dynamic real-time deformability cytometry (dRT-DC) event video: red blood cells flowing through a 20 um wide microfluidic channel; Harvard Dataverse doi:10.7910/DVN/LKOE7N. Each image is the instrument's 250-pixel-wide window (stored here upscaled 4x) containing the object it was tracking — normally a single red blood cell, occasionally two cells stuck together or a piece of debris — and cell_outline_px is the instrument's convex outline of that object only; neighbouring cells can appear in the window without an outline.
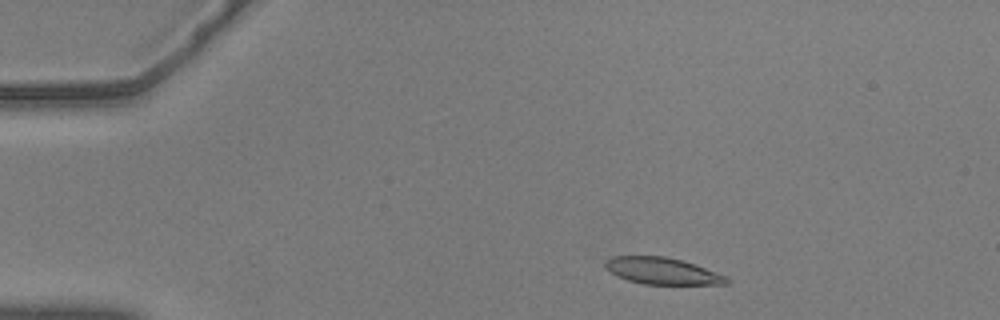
{"species": "common noctule bat (a hibernating species)", "species_latin": "Nyctalus noctula", "temperature_condition": "warm", "stored_images_in_passage": 52, "camera_frame_rate_fps": 3000, "um_per_image_px": 0.085, "animal": {"sex": "male", "body_mass_g": 20.5, "forearm_length_mm": 52.5}, "frame": {"image": 1, "passage_image": 6, "time_ms": 1.667, "image_size_px": [1000, 320], "cell_outline_px": [[728, 284], [644, 284], [628, 280], [616, 276], [604, 268], [604, 264], [612, 256], [664, 256], [680, 260], [728, 276]], "centroid_in_image_um": [56.25, 23.03], "position_along_channel_um": 28.7, "area_um2": 18.67}}
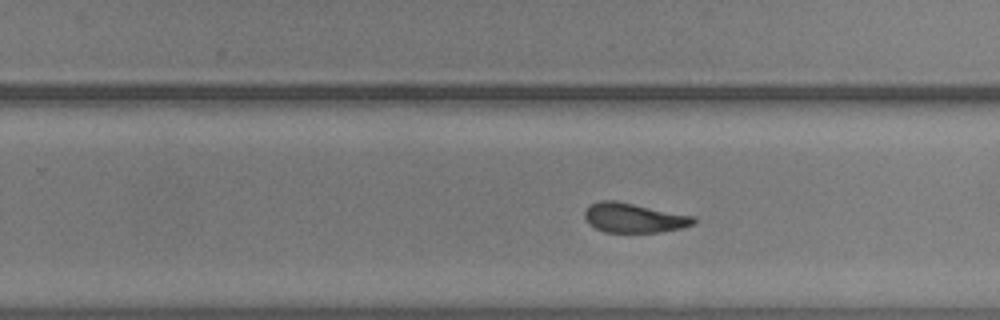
{"frame": {"image": 2, "passage_image": 32, "time_ms": 10.333, "image_size_px": [1000, 320], "cell_outline_px": [[696, 224], [684, 228], [660, 232], [604, 232], [588, 224], [584, 216], [584, 212], [588, 204], [600, 200], [616, 200], [696, 216]], "centroid_in_image_um": [53.9, 18.51], "position_along_channel_um": 275.9, "area_um2": 19.19}}
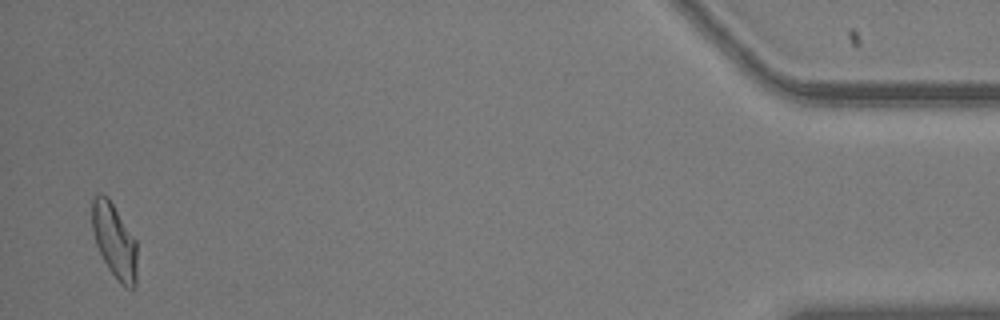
{"frame": {"image": 3, "passage_image": 51, "time_ms": 16.667, "image_size_px": [1000, 320], "cell_outline_px": [[136, 288], [128, 288], [120, 284], [116, 280], [108, 268], [96, 244], [92, 228], [92, 196], [96, 192], [100, 192], [108, 196], [136, 240]], "centroid_in_image_um": [9.71, 20.44], "position_along_channel_um": 425.5, "area_um2": 19.71}, "authors_computed_cell_mechanics": {"area_um2": 19.363, "velocity_mm_per_s": 3.6347, "shape_relaxation_time_tau1_ms": null, "shape_relaxation_time_tau2_ms": 1.6329, "deformation_change_tau1": null, "deformation_change_tau2": 0.0836}}